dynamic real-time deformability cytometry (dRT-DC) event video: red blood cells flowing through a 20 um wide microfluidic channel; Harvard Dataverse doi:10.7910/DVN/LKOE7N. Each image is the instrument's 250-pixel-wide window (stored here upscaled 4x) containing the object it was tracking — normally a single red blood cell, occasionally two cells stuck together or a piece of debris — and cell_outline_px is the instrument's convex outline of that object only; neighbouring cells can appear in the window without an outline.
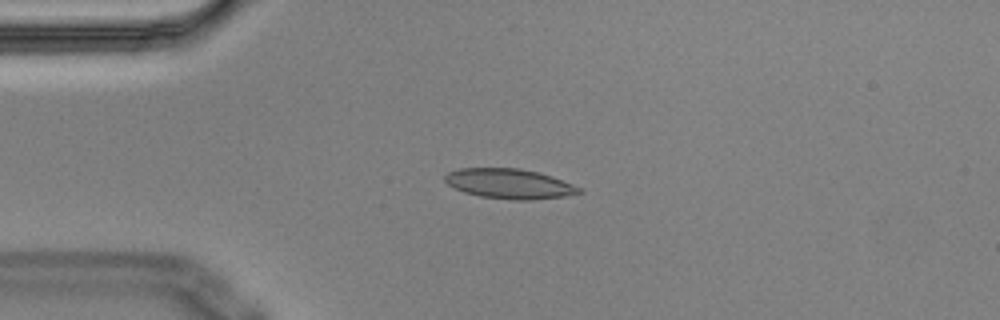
{"species": "Egyptian fruit bat (a non-hibernating species)", "species_latin": "Rousettus aegyptiacus", "temperature_condition": "cold", "stored_images_in_passage": 4, "camera_frame_rate_fps": 3000, "um_per_image_px": 0.085, "animal": {"sex": "male"}, "frame": {"image": 1, "passage_image": 1, "time_ms": 0.0, "image_size_px": [1000, 320], "cell_outline_px": [[584, 192], [564, 196], [532, 200], [512, 200], [480, 196], [464, 192], [448, 184], [444, 180], [444, 176], [448, 172], [460, 168], [520, 168], [540, 172], [552, 176], [572, 184], [580, 188]], "centroid_in_image_um": [43.3, 15.61], "position_along_channel_um": 41.7, "area_um2": 23.41}}